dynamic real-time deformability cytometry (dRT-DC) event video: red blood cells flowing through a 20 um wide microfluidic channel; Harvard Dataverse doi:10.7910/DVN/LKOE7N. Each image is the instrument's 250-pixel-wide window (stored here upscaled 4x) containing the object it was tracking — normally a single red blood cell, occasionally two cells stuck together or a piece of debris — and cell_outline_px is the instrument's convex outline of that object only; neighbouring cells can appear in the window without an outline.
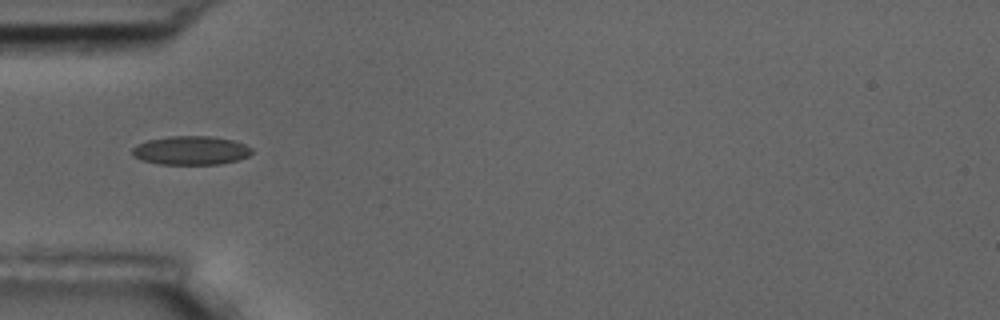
{"species": "common noctule bat (a hibernating species)", "species_latin": "Nyctalus noctula", "temperature_condition": "room temperature", "stored_images_in_passage": 8, "camera_frame_rate_fps": 3000, "um_per_image_px": 0.085, "animal": {"sex": "male", "body_mass_g": 17.5, "forearm_length_mm": 52.3}, "frame": {"image": 1, "passage_image": 3, "time_ms": 2.333, "image_size_px": [1000, 320], "cell_outline_px": [[252, 152], [248, 156], [236, 160], [220, 164], [160, 164], [140, 160], [132, 156], [132, 148], [136, 144], [148, 140], [168, 136], [212, 136], [232, 140], [244, 144], [252, 148]], "centroid_in_image_um": [16.19, 12.78], "position_along_channel_um": 68.8, "area_um2": 20.11}}
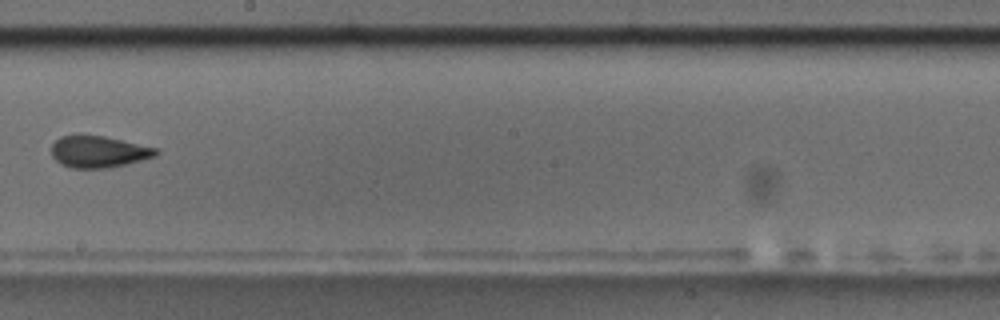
{"frame": {"image": 2, "passage_image": 7, "time_ms": 7.0, "image_size_px": [1000, 320], "cell_outline_px": [[160, 152], [156, 156], [108, 168], [72, 168], [60, 164], [52, 156], [52, 144], [60, 136], [104, 136], [156, 148]], "centroid_in_image_um": [8.36, 12.91], "position_along_channel_um": 239.8, "area_um2": 18.96}}
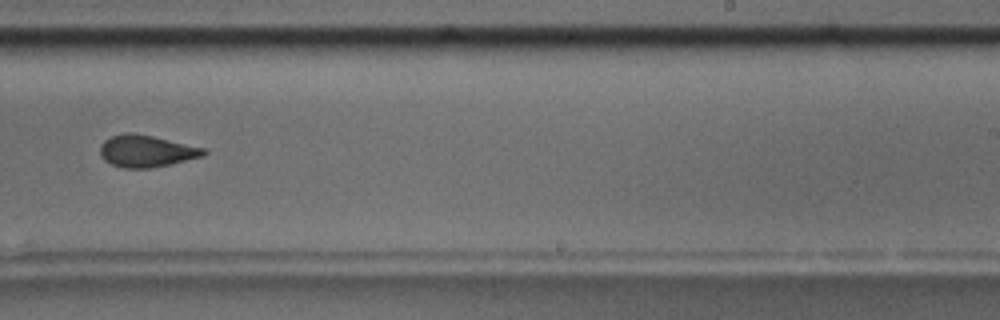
{"frame": {"image": 3, "passage_image": 8, "time_ms": 8.0, "image_size_px": [1000, 320], "cell_outline_px": [[208, 152], [204, 156], [168, 164], [148, 168], [124, 168], [112, 164], [104, 160], [100, 156], [100, 144], [104, 140], [112, 136], [128, 132], [132, 132], [152, 136], [208, 148]], "centroid_in_image_um": [12.46, 12.83], "position_along_channel_um": 276.5, "area_um2": 19.31}}